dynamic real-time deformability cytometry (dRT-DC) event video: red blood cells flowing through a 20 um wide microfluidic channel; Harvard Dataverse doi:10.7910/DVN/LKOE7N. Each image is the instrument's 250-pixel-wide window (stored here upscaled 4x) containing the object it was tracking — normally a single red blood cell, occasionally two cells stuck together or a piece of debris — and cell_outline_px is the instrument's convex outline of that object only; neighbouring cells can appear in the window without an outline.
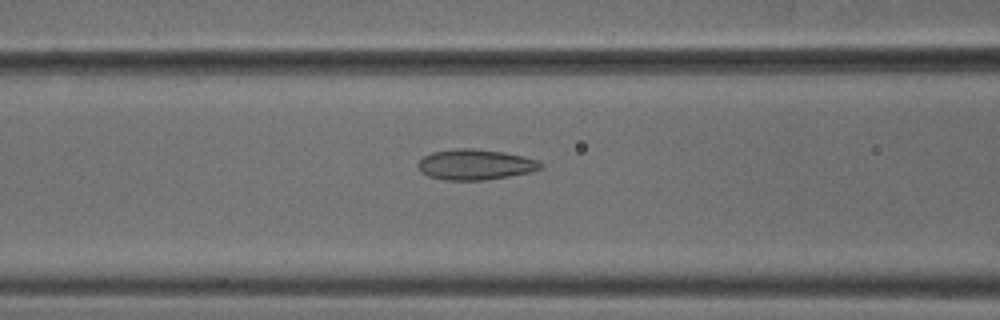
{"species": "common noctule bat (a hibernating species)", "species_latin": "Nyctalus noctula", "temperature_condition": "cold", "stored_images_in_passage": 53, "camera_frame_rate_fps": 3000, "um_per_image_px": 0.085, "animal": {"sex": "male", "body_mass_g": 18.8}, "frame": {"image": 1, "passage_image": 22, "time_ms": 7.0, "image_size_px": [1000, 320], "cell_outline_px": [[544, 168], [532, 172], [484, 180], [444, 180], [428, 176], [420, 172], [416, 164], [424, 156], [432, 152], [456, 148], [476, 148], [504, 152], [524, 156], [536, 160], [544, 164]], "centroid_in_image_um": [40.4, 13.98], "position_along_channel_um": 126.2, "area_um2": 22.08}}
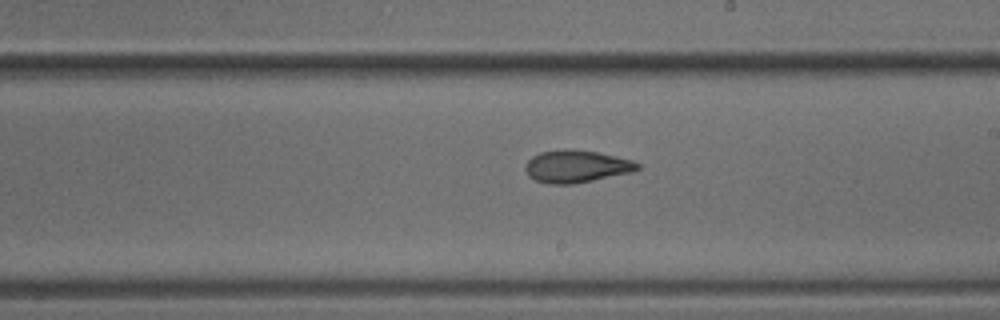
{"frame": {"image": 2, "passage_image": 31, "time_ms": 10.0, "image_size_px": [1000, 320], "cell_outline_px": [[640, 168], [632, 172], [572, 184], [548, 184], [536, 180], [528, 176], [524, 168], [528, 160], [532, 156], [540, 152], [596, 152], [616, 156], [632, 160], [640, 164]], "centroid_in_image_um": [49.0, 14.19], "position_along_channel_um": 240.0, "area_um2": 20.35}}
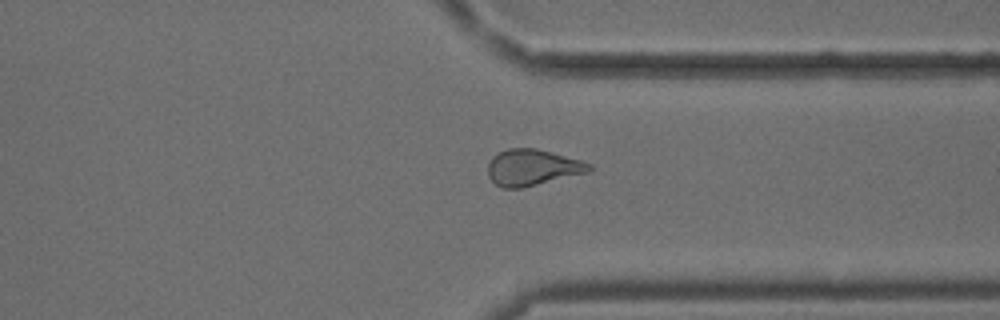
{"frame": {"image": 3, "passage_image": 41, "time_ms": 13.333, "image_size_px": [1000, 320], "cell_outline_px": [[592, 168], [588, 172], [520, 188], [504, 188], [496, 184], [488, 176], [488, 164], [492, 156], [508, 148], [536, 148], [552, 152], [580, 160], [592, 164]], "centroid_in_image_um": [45.24, 14.22], "position_along_channel_um": 366.2, "area_um2": 21.15}, "authors_computed_cell_mechanics": {"area_um2": 22.0796, "velocity_mm_per_s": 3.7877, "shape_relaxation_time_tau1_ms": null, "shape_relaxation_time_tau2_ms": 2.2802, "deformation_change_tau1": null, "deformation_change_tau2": 0.0922}}